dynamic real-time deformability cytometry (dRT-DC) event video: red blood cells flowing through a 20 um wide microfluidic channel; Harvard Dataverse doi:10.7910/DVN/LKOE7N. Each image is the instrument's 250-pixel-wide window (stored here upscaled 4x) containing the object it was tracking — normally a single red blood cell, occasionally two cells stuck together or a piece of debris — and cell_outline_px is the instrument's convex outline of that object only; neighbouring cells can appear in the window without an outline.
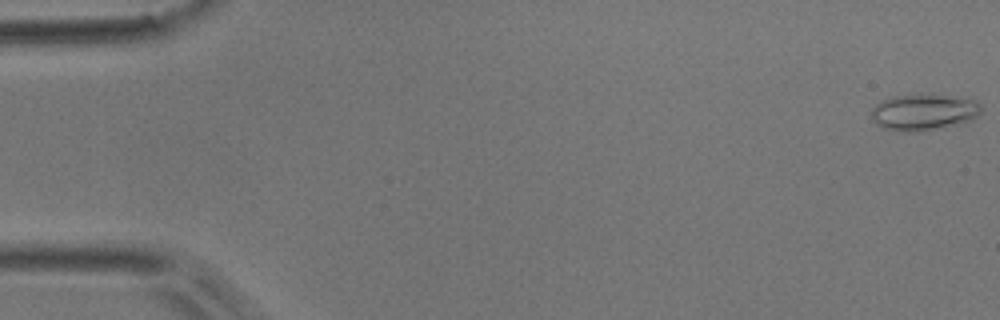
{"species": "common noctule bat (a hibernating species)", "species_latin": "Nyctalus noctula", "temperature_condition": "room temperature", "stored_images_in_passage": 52, "camera_frame_rate_fps": 3000, "um_per_image_px": 0.085, "animal": {"sex": "male", "body_mass_g": 17.9}, "frame": {"image": 1, "passage_image": 1, "time_ms": 0.0, "image_size_px": [1000, 320], "cell_outline_px": [[980, 112], [972, 120], [960, 124], [920, 132], [900, 132], [880, 128], [872, 120], [872, 108], [880, 100], [892, 96], [944, 96], [972, 100], [980, 104]], "centroid_in_image_um": [78.44, 9.59], "position_along_channel_um": 6.6, "area_um2": 23.0}}
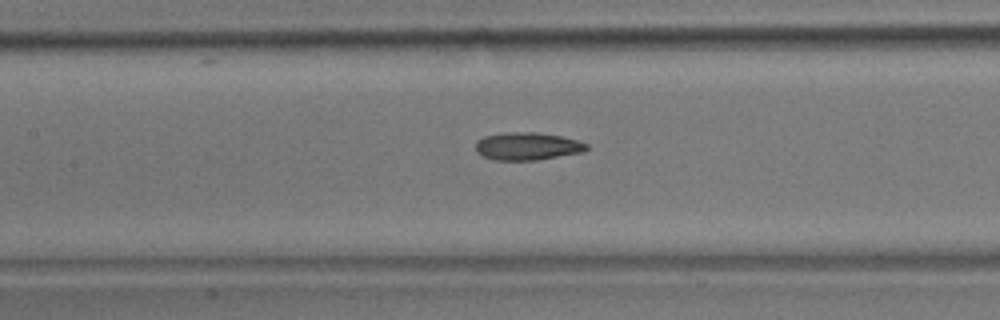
{"frame": {"image": 2, "passage_image": 24, "time_ms": 7.667, "image_size_px": [1000, 320], "cell_outline_px": [[588, 148], [584, 152], [536, 160], [496, 160], [484, 156], [476, 152], [476, 140], [484, 136], [504, 132], [540, 132], [560, 136], [576, 140], [588, 144]], "centroid_in_image_um": [44.82, 12.42], "position_along_channel_um": 162.6, "area_um2": 17.98}}
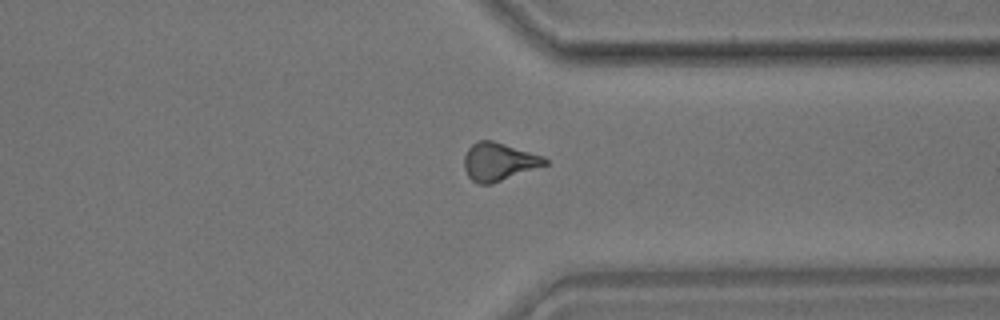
{"frame": {"image": 3, "passage_image": 40, "time_ms": 13.0, "image_size_px": [1000, 320], "cell_outline_px": [[548, 164], [492, 184], [480, 184], [472, 180], [468, 176], [464, 168], [464, 156], [468, 148], [472, 144], [480, 140], [492, 140], [544, 156], [548, 160]], "centroid_in_image_um": [42.39, 13.75], "position_along_channel_um": 369.0, "area_um2": 17.86}, "authors_computed_cell_mechanics": {"area_um2": 17.7735, "velocity_mm_per_s": 3.8899, "shape_relaxation_time_tau1_ms": 9.6117, "shape_relaxation_time_tau2_ms": 3.5005, "deformation_change_tau1": 0.1904, "deformation_change_tau2": 0.1227}}